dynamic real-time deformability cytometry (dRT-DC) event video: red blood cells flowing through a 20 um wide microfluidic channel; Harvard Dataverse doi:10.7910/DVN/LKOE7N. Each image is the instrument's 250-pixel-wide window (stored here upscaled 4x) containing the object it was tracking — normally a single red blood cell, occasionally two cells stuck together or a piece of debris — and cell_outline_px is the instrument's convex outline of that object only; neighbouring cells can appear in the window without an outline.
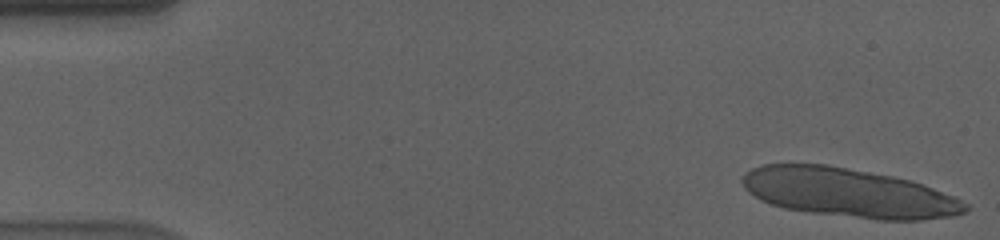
{"species": "human", "species_latin": "Homo sapiens", "temperature_condition": "cold", "stored_images_in_passage": 15, "camera_frame_rate_fps": 3000, "um_per_image_px": 0.085, "donor": {"sex": "male"}, "frame": {"image": 1, "passage_image": 1, "time_ms": 0.0, "image_size_px": [1000, 240], "cell_outline_px": [[968, 212], [956, 216], [920, 220], [876, 220], [812, 212], [784, 208], [760, 200], [748, 192], [744, 188], [740, 180], [744, 172], [752, 168], [764, 164], [824, 164], [892, 176], [912, 180], [952, 196], [968, 204]], "centroid_in_image_um": [72.12, 16.39], "position_along_channel_um": 12.9, "area_um2": 63.64}}